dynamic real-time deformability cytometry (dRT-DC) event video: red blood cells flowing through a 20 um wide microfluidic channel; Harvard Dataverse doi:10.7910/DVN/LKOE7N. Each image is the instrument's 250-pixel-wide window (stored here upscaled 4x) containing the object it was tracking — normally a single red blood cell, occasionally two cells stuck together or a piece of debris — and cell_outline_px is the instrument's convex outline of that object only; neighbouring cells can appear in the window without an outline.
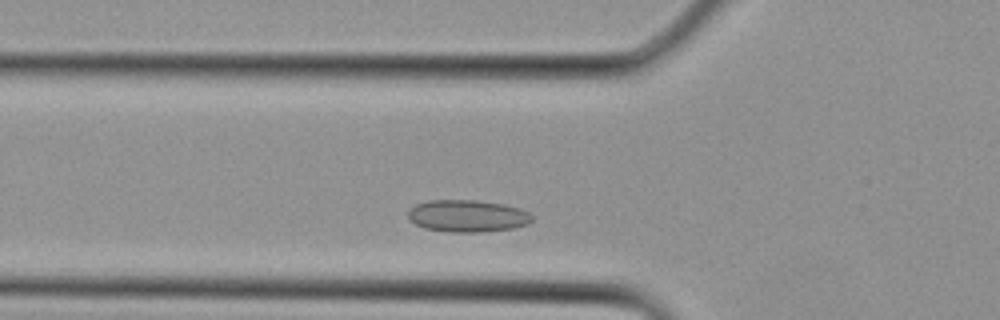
{"species": "Egyptian fruit bat (a non-hibernating species)", "species_latin": "Rousettus aegyptiacus", "temperature_condition": "cold", "stored_images_in_passage": 23, "camera_frame_rate_fps": 3000, "um_per_image_px": 0.085, "animal": {"sex": "female"}, "frame": {"image": 1, "passage_image": 2, "time_ms": 0.333, "image_size_px": [1000, 320], "cell_outline_px": [[532, 220], [528, 224], [512, 228], [476, 232], [452, 232], [424, 228], [416, 224], [408, 216], [408, 208], [416, 204], [428, 200], [476, 200], [504, 204], [520, 208], [528, 212], [532, 216]], "centroid_in_image_um": [39.72, 18.34], "position_along_channel_um": 86.1, "area_um2": 23.12}}
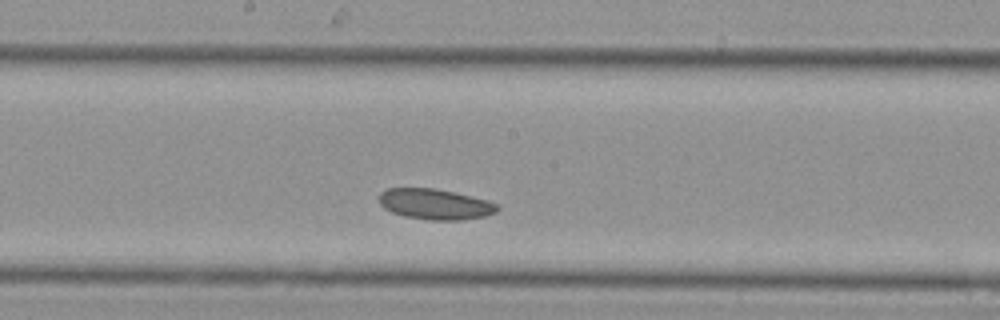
{"frame": {"image": 2, "passage_image": 8, "time_ms": 2.333, "image_size_px": [1000, 320], "cell_outline_px": [[500, 208], [496, 212], [484, 216], [464, 220], [432, 220], [404, 216], [392, 212], [384, 208], [380, 204], [380, 192], [388, 188], [436, 188], [488, 200], [496, 204]], "centroid_in_image_um": [36.99, 17.35], "position_along_channel_um": 211.2, "area_um2": 21.04}}
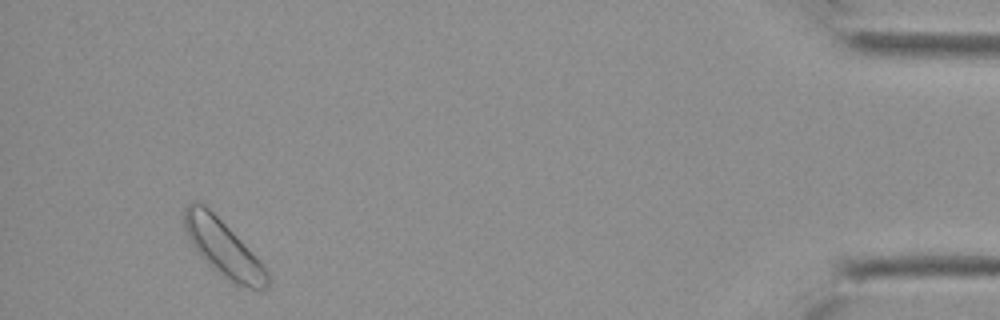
{"frame": {"image": 3, "passage_image": 21, "time_ms": 6.667, "image_size_px": [1000, 320], "cell_outline_px": [[268, 284], [260, 292], [236, 284], [228, 280], [208, 264], [200, 256], [192, 244], [184, 228], [184, 208], [188, 204], [196, 200], [200, 200], [260, 260], [268, 272]], "centroid_in_image_um": [18.97, 21.1], "position_along_channel_um": 416.2, "area_um2": 26.82}}